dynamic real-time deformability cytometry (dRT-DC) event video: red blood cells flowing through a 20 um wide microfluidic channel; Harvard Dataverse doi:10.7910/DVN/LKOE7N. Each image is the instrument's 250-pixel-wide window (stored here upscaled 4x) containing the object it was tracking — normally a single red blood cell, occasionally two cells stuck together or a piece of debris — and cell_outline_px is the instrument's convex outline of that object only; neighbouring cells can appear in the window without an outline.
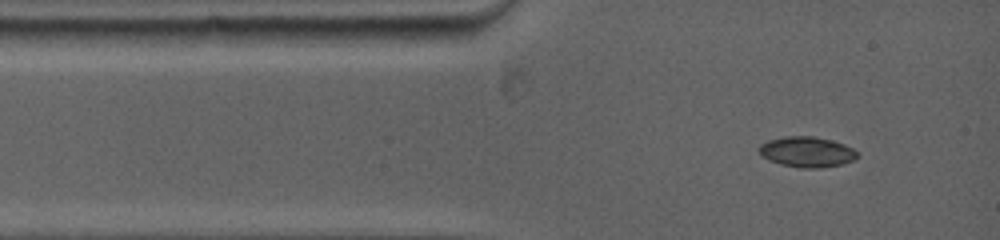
{"species": "common noctule bat (a hibernating species)", "species_latin": "Nyctalus noctula", "temperature_condition": "warm", "stored_images_in_passage": 34, "camera_frame_rate_fps": 5000, "um_per_image_px": 0.085, "animal": {"sex": "female", "body_mass_g": 19.0, "forearm_length_mm": 53.3}, "frame": {"image": 1, "passage_image": 1, "time_ms": 0.0, "image_size_px": [1000, 240], "cell_outline_px": [[860, 156], [852, 160], [840, 164], [820, 168], [804, 168], [780, 164], [768, 160], [760, 156], [760, 144], [768, 140], [784, 136], [812, 136], [832, 140], [844, 144], [852, 148]], "centroid_in_image_um": [68.56, 12.91], "position_along_channel_um": 16.4, "area_um2": 17.4}}
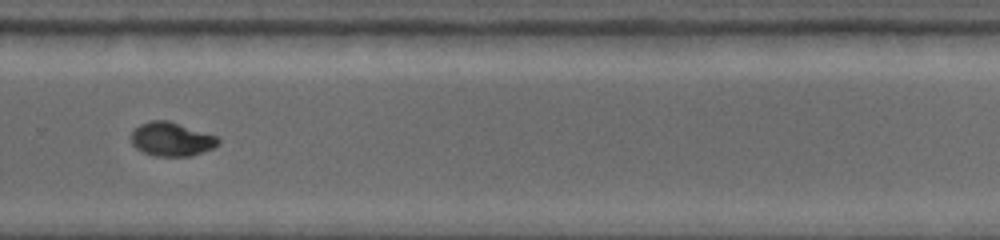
{"frame": {"image": 2, "passage_image": 15, "time_ms": 8.2, "image_size_px": [1000, 240], "cell_outline_px": [[220, 144], [212, 148], [192, 156], [152, 156], [136, 148], [132, 144], [132, 132], [140, 124], [156, 120], [164, 120], [216, 136], [220, 140]], "centroid_in_image_um": [14.57, 11.86], "position_along_channel_um": 315.2, "area_um2": 16.76}}
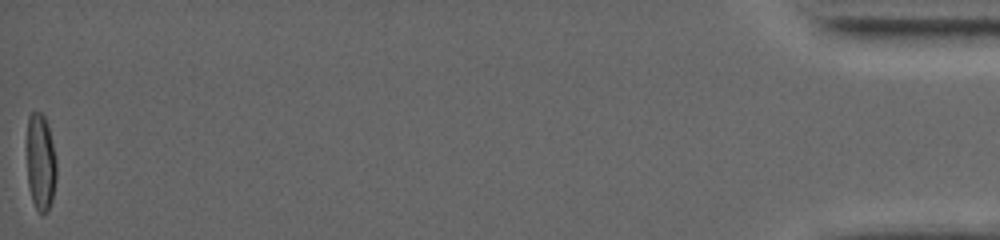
{"frame": {"image": 3, "passage_image": 34, "time_ms": 15.4, "image_size_px": [1000, 240], "cell_outline_px": [[56, 180], [52, 200], [48, 212], [44, 216], [40, 216], [32, 200], [28, 188], [28, 116], [32, 112], [40, 112], [44, 116], [48, 124], [56, 160]], "centroid_in_image_um": [3.47, 13.87], "position_along_channel_um": 431.7, "area_um2": 16.76}, "authors_computed_cell_mechanics": {"area_um2": 16.7331, "velocity_mm_per_s": 3.9327, "shape_relaxation_time_tau1_ms": 4.2803, "shape_relaxation_time_tau2_ms": 1.3854, "deformation_change_tau1": 0.1941, "deformation_change_tau2": 0.0298}}